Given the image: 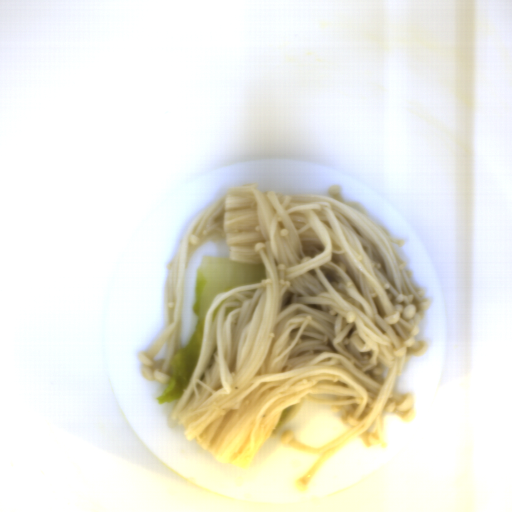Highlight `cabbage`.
Wrapping results in <instances>:
<instances>
[{
  "instance_id": "cabbage-1",
  "label": "cabbage",
  "mask_w": 512,
  "mask_h": 512,
  "mask_svg": "<svg viewBox=\"0 0 512 512\" xmlns=\"http://www.w3.org/2000/svg\"><path fill=\"white\" fill-rule=\"evenodd\" d=\"M265 276L263 264L238 263L227 257L203 256L197 268L192 308L196 325L188 341L175 347L169 368V381L156 398L157 403L179 399L188 387L203 345L206 312L215 296L234 286L262 283Z\"/></svg>"
}]
</instances>
